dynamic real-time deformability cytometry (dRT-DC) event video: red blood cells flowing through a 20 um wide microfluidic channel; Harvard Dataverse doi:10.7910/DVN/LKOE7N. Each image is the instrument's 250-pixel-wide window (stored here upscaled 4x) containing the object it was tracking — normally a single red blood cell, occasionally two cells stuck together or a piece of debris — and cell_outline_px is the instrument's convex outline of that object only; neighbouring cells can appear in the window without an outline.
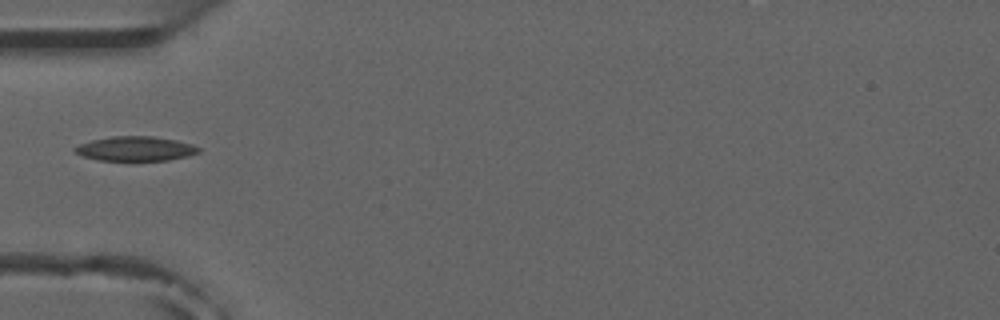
{"species": "common noctule bat (a hibernating species)", "species_latin": "Nyctalus noctula", "temperature_condition": "room temperature", "stored_images_in_passage": 6, "camera_frame_rate_fps": 3000, "um_per_image_px": 0.085, "animal": {"sex": "male", "forearm_length_mm": 52.5}, "frame": {"image": 1, "passage_image": 5, "time_ms": 4.667, "image_size_px": [1000, 320], "cell_outline_px": [[200, 152], [188, 156], [168, 160], [100, 160], [84, 156], [76, 152], [72, 148], [80, 144], [92, 140], [112, 136], [152, 136], [176, 140], [192, 144], [200, 148]], "centroid_in_image_um": [11.54, 12.63], "position_along_channel_um": 73.5, "area_um2": 17.51}}
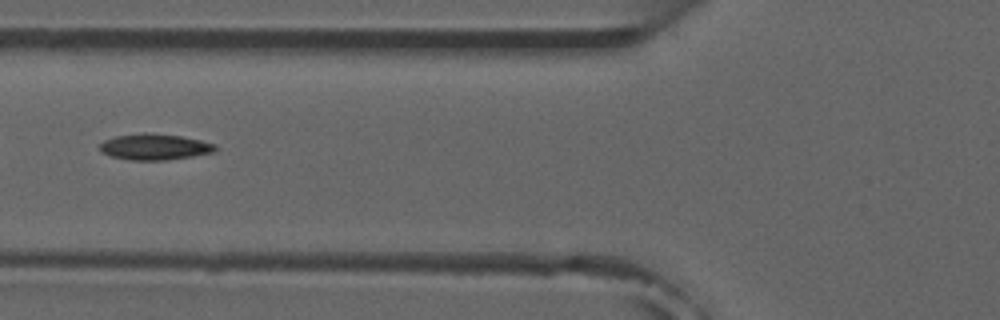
{"frame": {"image": 2, "passage_image": 6, "time_ms": 5.667, "image_size_px": [1000, 320], "cell_outline_px": [[216, 152], [192, 156], [164, 160], [132, 160], [112, 156], [100, 152], [100, 144], [104, 140], [116, 136], [144, 132], [148, 132], [180, 136], [200, 140], [216, 144]], "centroid_in_image_um": [13.15, 12.47], "position_along_channel_um": 112.7, "area_um2": 17.51}}